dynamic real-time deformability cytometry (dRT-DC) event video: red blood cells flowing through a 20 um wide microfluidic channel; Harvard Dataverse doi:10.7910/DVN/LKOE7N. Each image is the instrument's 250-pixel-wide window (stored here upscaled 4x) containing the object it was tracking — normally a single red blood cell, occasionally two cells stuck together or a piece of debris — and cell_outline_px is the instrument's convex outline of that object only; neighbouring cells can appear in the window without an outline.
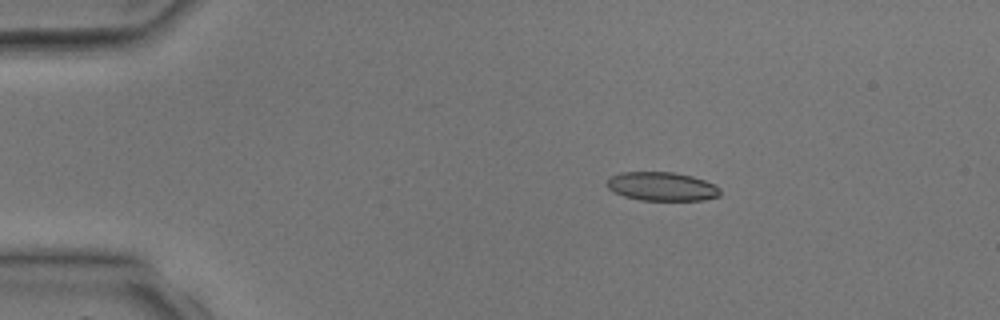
{"species": "common noctule bat (a hibernating species)", "species_latin": "Nyctalus noctula", "temperature_condition": "room temperature", "stored_images_in_passage": 2, "camera_frame_rate_fps": 3000, "um_per_image_px": 0.085, "animal": {"sex": "male", "body_mass_g": 17.9, "forearm_length_mm": 54.2}, "frame": {"image": 1, "passage_image": 1, "time_ms": 0.0, "image_size_px": [1000, 320], "cell_outline_px": [[720, 196], [704, 200], [640, 200], [624, 196], [608, 188], [608, 180], [612, 176], [620, 172], [672, 172], [692, 176], [704, 180], [720, 188]], "centroid_in_image_um": [56.28, 15.85], "position_along_channel_um": 28.7, "area_um2": 18.79}}